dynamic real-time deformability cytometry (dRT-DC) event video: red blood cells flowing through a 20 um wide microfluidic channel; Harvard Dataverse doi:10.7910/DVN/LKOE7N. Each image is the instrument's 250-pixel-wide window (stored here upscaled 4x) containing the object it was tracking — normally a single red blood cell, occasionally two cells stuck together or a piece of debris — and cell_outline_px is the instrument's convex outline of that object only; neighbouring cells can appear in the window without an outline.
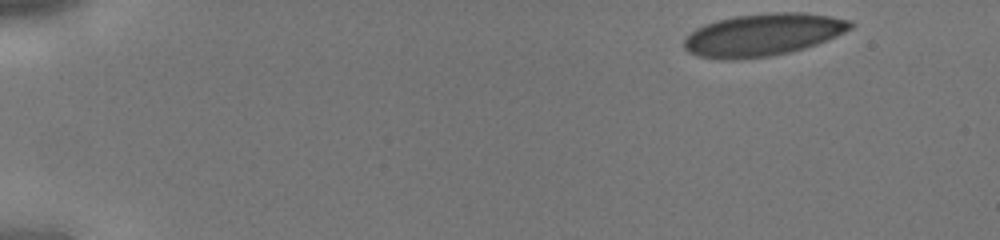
{"species": "human", "species_latin": "Homo sapiens", "temperature_condition": "cold", "stored_images_in_passage": 40, "camera_frame_rate_fps": 3000, "um_per_image_px": 0.085, "donor": {"sex": "male"}, "frame": {"image": 1, "passage_image": 1, "time_ms": 0.0, "image_size_px": [1000, 240], "cell_outline_px": [[856, 24], [852, 28], [836, 36], [816, 44], [804, 48], [788, 52], [768, 56], [732, 60], [724, 60], [696, 56], [688, 52], [684, 48], [684, 40], [696, 28], [704, 24], [716, 20], [736, 16], [768, 12], [804, 12], [832, 16], [852, 20]], "centroid_in_image_um": [64.86, 2.94], "position_along_channel_um": 20.1, "area_um2": 41.27}}
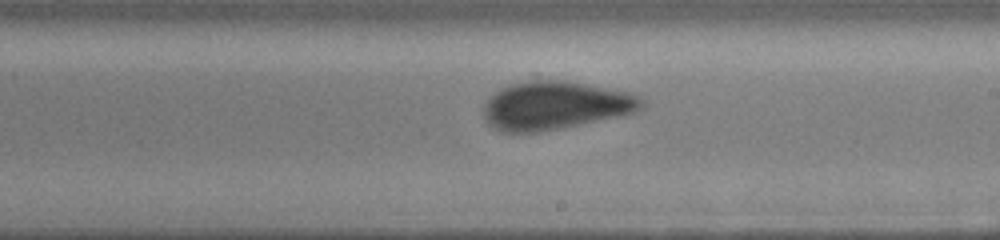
{"frame": {"image": 2, "passage_image": 23, "time_ms": 7.333, "image_size_px": [1000, 240], "cell_outline_px": [[644, 108], [632, 112], [540, 132], [500, 132], [492, 128], [484, 116], [484, 104], [500, 88], [512, 84], [548, 80], [564, 80], [628, 92], [640, 96], [644, 100]], "centroid_in_image_um": [47.17, 8.97], "position_along_channel_um": 241.8, "area_um2": 43.47}}
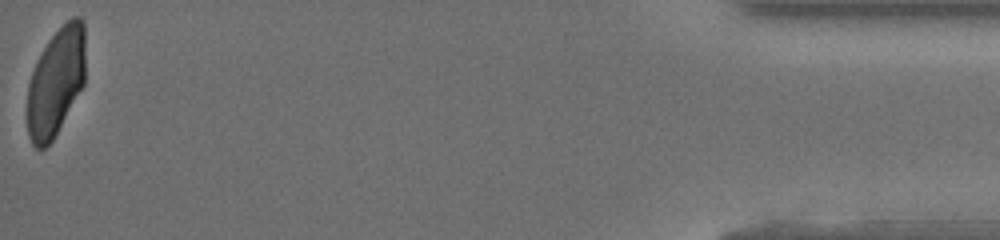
{"frame": {"image": 3, "passage_image": 40, "time_ms": 13.0, "image_size_px": [1000, 240], "cell_outline_px": [[84, 84], [52, 140], [44, 148], [36, 148], [32, 144], [28, 136], [28, 84], [32, 72], [48, 40], [72, 16], [80, 16], [84, 20]], "centroid_in_image_um": [4.76, 6.95], "position_along_channel_um": 430.4, "area_um2": 36.01}}